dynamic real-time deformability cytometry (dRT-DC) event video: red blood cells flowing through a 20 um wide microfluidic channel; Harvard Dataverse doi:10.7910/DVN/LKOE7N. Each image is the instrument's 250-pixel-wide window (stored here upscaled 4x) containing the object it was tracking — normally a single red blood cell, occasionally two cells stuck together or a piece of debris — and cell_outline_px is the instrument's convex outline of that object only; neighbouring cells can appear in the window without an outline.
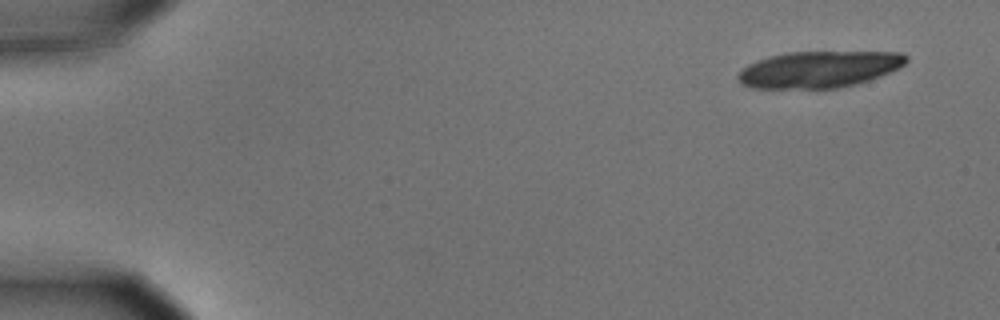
{"species": "common noctule bat (a hibernating species)", "species_latin": "Nyctalus noctula", "temperature_condition": "cold", "stored_images_in_passage": 7, "camera_frame_rate_fps": 3000, "um_per_image_px": 0.085, "animal": {"sex": "male", "body_mass_g": 15.6}, "frame": {"image": 1, "passage_image": 1, "time_ms": 0.0, "image_size_px": [1000, 320], "cell_outline_px": [[908, 60], [904, 64], [880, 76], [856, 84], [836, 88], [752, 88], [740, 84], [736, 80], [736, 76], [748, 64], [756, 60], [788, 52], [900, 52], [908, 56]], "centroid_in_image_um": [69.57, 5.9], "position_along_channel_um": 15.4, "area_um2": 35.66}}
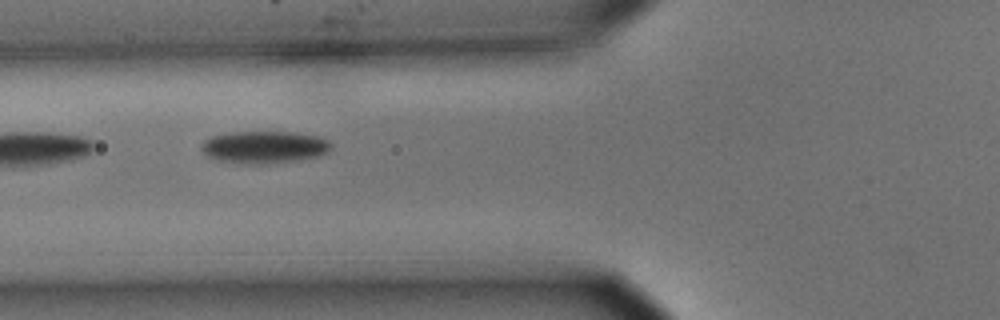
{"frame": {"image": 2, "passage_image": 6, "time_ms": 1.667, "image_size_px": [1000, 320], "cell_outline_px": [[332, 148], [320, 156], [296, 160], [260, 164], [252, 164], [216, 160], [208, 156], [200, 148], [200, 144], [204, 140], [212, 136], [228, 132], [296, 132], [320, 136], [328, 140], [332, 144]], "centroid_in_image_um": [22.47, 12.49], "position_along_channel_um": 103.3, "area_um2": 24.51}}